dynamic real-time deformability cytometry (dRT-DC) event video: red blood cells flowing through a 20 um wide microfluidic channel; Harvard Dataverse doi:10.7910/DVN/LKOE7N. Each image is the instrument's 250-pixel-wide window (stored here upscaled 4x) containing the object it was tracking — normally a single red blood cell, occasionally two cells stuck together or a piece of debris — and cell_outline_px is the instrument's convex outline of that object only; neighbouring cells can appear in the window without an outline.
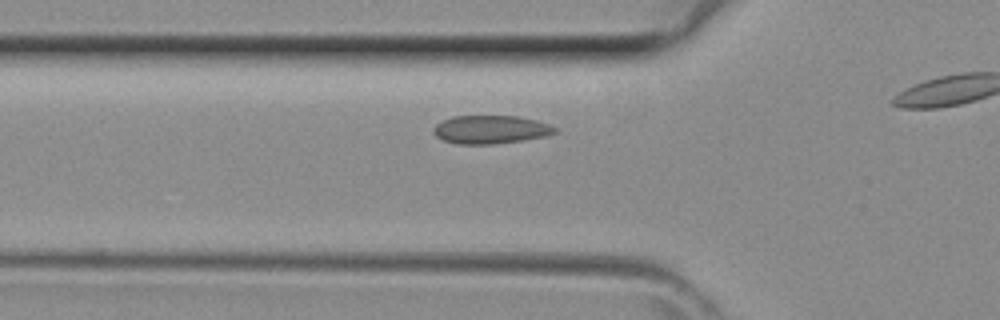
{"species": "common noctule bat (a hibernating species)", "species_latin": "Nyctalus noctula", "temperature_condition": "room temperature", "stored_images_in_passage": 11, "camera_frame_rate_fps": 3000, "um_per_image_px": 0.085, "animal": {"sex": "female", "body_mass_g": 29.2, "forearm_length_mm": 56.3}, "frame": {"image": 1, "passage_image": 7, "time_ms": 2.0, "image_size_px": [1000, 320], "cell_outline_px": [[556, 132], [544, 136], [524, 140], [492, 144], [456, 144], [444, 140], [436, 136], [432, 132], [432, 128], [436, 124], [452, 116], [516, 116], [536, 120], [548, 124], [556, 128]], "centroid_in_image_um": [41.66, 11.01], "position_along_channel_um": 84.1, "area_um2": 19.94}}
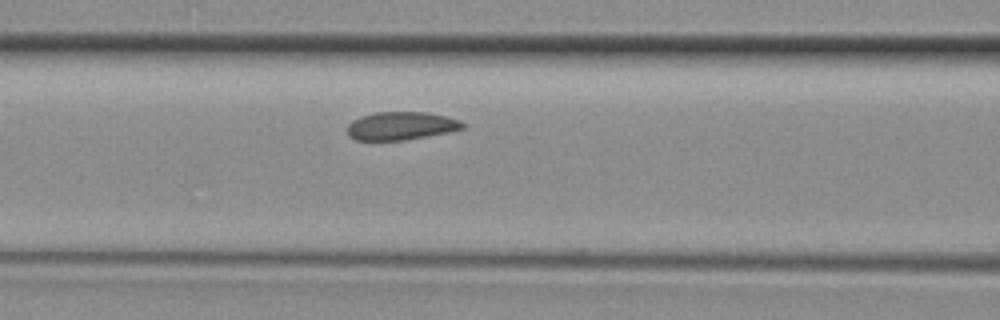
{"frame": {"image": 2, "passage_image": 10, "time_ms": 3.0, "image_size_px": [1000, 320], "cell_outline_px": [[464, 128], [448, 132], [400, 140], [356, 140], [348, 136], [348, 124], [352, 120], [360, 116], [376, 112], [428, 112], [448, 116], [460, 120], [464, 124]], "centroid_in_image_um": [34.07, 10.68], "position_along_channel_um": 132.5, "area_um2": 18.84}}